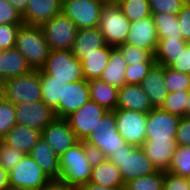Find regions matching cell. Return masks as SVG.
<instances>
[{
  "label": "cell",
  "instance_id": "obj_1",
  "mask_svg": "<svg viewBox=\"0 0 190 190\" xmlns=\"http://www.w3.org/2000/svg\"><path fill=\"white\" fill-rule=\"evenodd\" d=\"M95 154L84 141H78L59 156V179L77 190L89 182Z\"/></svg>",
  "mask_w": 190,
  "mask_h": 190
},
{
  "label": "cell",
  "instance_id": "obj_2",
  "mask_svg": "<svg viewBox=\"0 0 190 190\" xmlns=\"http://www.w3.org/2000/svg\"><path fill=\"white\" fill-rule=\"evenodd\" d=\"M15 48L32 70H41L51 51L41 27L24 23L18 29Z\"/></svg>",
  "mask_w": 190,
  "mask_h": 190
},
{
  "label": "cell",
  "instance_id": "obj_3",
  "mask_svg": "<svg viewBox=\"0 0 190 190\" xmlns=\"http://www.w3.org/2000/svg\"><path fill=\"white\" fill-rule=\"evenodd\" d=\"M98 158L107 159L111 154L120 150L127 143L116 129L115 113L108 111L84 141Z\"/></svg>",
  "mask_w": 190,
  "mask_h": 190
},
{
  "label": "cell",
  "instance_id": "obj_4",
  "mask_svg": "<svg viewBox=\"0 0 190 190\" xmlns=\"http://www.w3.org/2000/svg\"><path fill=\"white\" fill-rule=\"evenodd\" d=\"M107 159L119 168L124 184L158 171L142 147L131 144H126Z\"/></svg>",
  "mask_w": 190,
  "mask_h": 190
},
{
  "label": "cell",
  "instance_id": "obj_5",
  "mask_svg": "<svg viewBox=\"0 0 190 190\" xmlns=\"http://www.w3.org/2000/svg\"><path fill=\"white\" fill-rule=\"evenodd\" d=\"M0 95L14 105L41 100L40 70L4 80L0 84Z\"/></svg>",
  "mask_w": 190,
  "mask_h": 190
},
{
  "label": "cell",
  "instance_id": "obj_6",
  "mask_svg": "<svg viewBox=\"0 0 190 190\" xmlns=\"http://www.w3.org/2000/svg\"><path fill=\"white\" fill-rule=\"evenodd\" d=\"M53 79L65 80L73 83L85 80L81 61L70 50H52L44 67L40 70Z\"/></svg>",
  "mask_w": 190,
  "mask_h": 190
},
{
  "label": "cell",
  "instance_id": "obj_7",
  "mask_svg": "<svg viewBox=\"0 0 190 190\" xmlns=\"http://www.w3.org/2000/svg\"><path fill=\"white\" fill-rule=\"evenodd\" d=\"M131 22L124 16L118 4L104 5L99 20V29L107 45L117 47L125 44Z\"/></svg>",
  "mask_w": 190,
  "mask_h": 190
},
{
  "label": "cell",
  "instance_id": "obj_8",
  "mask_svg": "<svg viewBox=\"0 0 190 190\" xmlns=\"http://www.w3.org/2000/svg\"><path fill=\"white\" fill-rule=\"evenodd\" d=\"M41 29L50 50H70L76 39L77 26L63 13L43 23Z\"/></svg>",
  "mask_w": 190,
  "mask_h": 190
},
{
  "label": "cell",
  "instance_id": "obj_9",
  "mask_svg": "<svg viewBox=\"0 0 190 190\" xmlns=\"http://www.w3.org/2000/svg\"><path fill=\"white\" fill-rule=\"evenodd\" d=\"M113 112L119 135L127 144L141 147L146 141L147 114L128 109H116Z\"/></svg>",
  "mask_w": 190,
  "mask_h": 190
},
{
  "label": "cell",
  "instance_id": "obj_10",
  "mask_svg": "<svg viewBox=\"0 0 190 190\" xmlns=\"http://www.w3.org/2000/svg\"><path fill=\"white\" fill-rule=\"evenodd\" d=\"M103 7L97 0H62V13L78 30L98 27Z\"/></svg>",
  "mask_w": 190,
  "mask_h": 190
},
{
  "label": "cell",
  "instance_id": "obj_11",
  "mask_svg": "<svg viewBox=\"0 0 190 190\" xmlns=\"http://www.w3.org/2000/svg\"><path fill=\"white\" fill-rule=\"evenodd\" d=\"M49 180L50 178L29 154L9 171L10 186L15 188L38 190Z\"/></svg>",
  "mask_w": 190,
  "mask_h": 190
},
{
  "label": "cell",
  "instance_id": "obj_12",
  "mask_svg": "<svg viewBox=\"0 0 190 190\" xmlns=\"http://www.w3.org/2000/svg\"><path fill=\"white\" fill-rule=\"evenodd\" d=\"M107 112L108 111L98 103L89 100L65 119L68 121L70 128L74 131L77 139L85 141L92 133L93 129H95L98 121Z\"/></svg>",
  "mask_w": 190,
  "mask_h": 190
},
{
  "label": "cell",
  "instance_id": "obj_13",
  "mask_svg": "<svg viewBox=\"0 0 190 190\" xmlns=\"http://www.w3.org/2000/svg\"><path fill=\"white\" fill-rule=\"evenodd\" d=\"M16 124L42 130L55 118L54 110L42 100L36 102H23L14 105Z\"/></svg>",
  "mask_w": 190,
  "mask_h": 190
},
{
  "label": "cell",
  "instance_id": "obj_14",
  "mask_svg": "<svg viewBox=\"0 0 190 190\" xmlns=\"http://www.w3.org/2000/svg\"><path fill=\"white\" fill-rule=\"evenodd\" d=\"M41 136L58 156L79 141L65 118H55L42 130Z\"/></svg>",
  "mask_w": 190,
  "mask_h": 190
},
{
  "label": "cell",
  "instance_id": "obj_15",
  "mask_svg": "<svg viewBox=\"0 0 190 190\" xmlns=\"http://www.w3.org/2000/svg\"><path fill=\"white\" fill-rule=\"evenodd\" d=\"M180 118L160 108H153L147 113L146 138H175Z\"/></svg>",
  "mask_w": 190,
  "mask_h": 190
},
{
  "label": "cell",
  "instance_id": "obj_16",
  "mask_svg": "<svg viewBox=\"0 0 190 190\" xmlns=\"http://www.w3.org/2000/svg\"><path fill=\"white\" fill-rule=\"evenodd\" d=\"M90 100L87 80L68 83L64 87L63 101L54 110L56 118H66Z\"/></svg>",
  "mask_w": 190,
  "mask_h": 190
},
{
  "label": "cell",
  "instance_id": "obj_17",
  "mask_svg": "<svg viewBox=\"0 0 190 190\" xmlns=\"http://www.w3.org/2000/svg\"><path fill=\"white\" fill-rule=\"evenodd\" d=\"M158 42L156 26L152 15L137 22H131L126 44L155 53Z\"/></svg>",
  "mask_w": 190,
  "mask_h": 190
},
{
  "label": "cell",
  "instance_id": "obj_18",
  "mask_svg": "<svg viewBox=\"0 0 190 190\" xmlns=\"http://www.w3.org/2000/svg\"><path fill=\"white\" fill-rule=\"evenodd\" d=\"M141 147L156 169L165 172L171 164L172 156L177 148V143L175 138H146V141Z\"/></svg>",
  "mask_w": 190,
  "mask_h": 190
},
{
  "label": "cell",
  "instance_id": "obj_19",
  "mask_svg": "<svg viewBox=\"0 0 190 190\" xmlns=\"http://www.w3.org/2000/svg\"><path fill=\"white\" fill-rule=\"evenodd\" d=\"M60 13L62 0H29L22 20L27 25L41 26Z\"/></svg>",
  "mask_w": 190,
  "mask_h": 190
},
{
  "label": "cell",
  "instance_id": "obj_20",
  "mask_svg": "<svg viewBox=\"0 0 190 190\" xmlns=\"http://www.w3.org/2000/svg\"><path fill=\"white\" fill-rule=\"evenodd\" d=\"M164 72L165 67L155 63L140 83L153 108H160L168 94V90L165 87Z\"/></svg>",
  "mask_w": 190,
  "mask_h": 190
},
{
  "label": "cell",
  "instance_id": "obj_21",
  "mask_svg": "<svg viewBox=\"0 0 190 190\" xmlns=\"http://www.w3.org/2000/svg\"><path fill=\"white\" fill-rule=\"evenodd\" d=\"M116 109H128L147 114L153 109L149 97L140 85H124L118 91Z\"/></svg>",
  "mask_w": 190,
  "mask_h": 190
},
{
  "label": "cell",
  "instance_id": "obj_22",
  "mask_svg": "<svg viewBox=\"0 0 190 190\" xmlns=\"http://www.w3.org/2000/svg\"><path fill=\"white\" fill-rule=\"evenodd\" d=\"M29 155L50 179H59V156L53 151L42 136L33 146Z\"/></svg>",
  "mask_w": 190,
  "mask_h": 190
},
{
  "label": "cell",
  "instance_id": "obj_23",
  "mask_svg": "<svg viewBox=\"0 0 190 190\" xmlns=\"http://www.w3.org/2000/svg\"><path fill=\"white\" fill-rule=\"evenodd\" d=\"M40 138L41 131L16 124L1 140L17 151L29 154Z\"/></svg>",
  "mask_w": 190,
  "mask_h": 190
},
{
  "label": "cell",
  "instance_id": "obj_24",
  "mask_svg": "<svg viewBox=\"0 0 190 190\" xmlns=\"http://www.w3.org/2000/svg\"><path fill=\"white\" fill-rule=\"evenodd\" d=\"M89 182L106 187H125L119 168L108 159L96 157Z\"/></svg>",
  "mask_w": 190,
  "mask_h": 190
},
{
  "label": "cell",
  "instance_id": "obj_25",
  "mask_svg": "<svg viewBox=\"0 0 190 190\" xmlns=\"http://www.w3.org/2000/svg\"><path fill=\"white\" fill-rule=\"evenodd\" d=\"M26 58L14 47L0 54V84L9 78L22 76L31 71Z\"/></svg>",
  "mask_w": 190,
  "mask_h": 190
},
{
  "label": "cell",
  "instance_id": "obj_26",
  "mask_svg": "<svg viewBox=\"0 0 190 190\" xmlns=\"http://www.w3.org/2000/svg\"><path fill=\"white\" fill-rule=\"evenodd\" d=\"M106 45L104 36L100 32L99 27H92L78 30L70 51L79 59L83 54L97 52L98 49Z\"/></svg>",
  "mask_w": 190,
  "mask_h": 190
},
{
  "label": "cell",
  "instance_id": "obj_27",
  "mask_svg": "<svg viewBox=\"0 0 190 190\" xmlns=\"http://www.w3.org/2000/svg\"><path fill=\"white\" fill-rule=\"evenodd\" d=\"M113 46L106 45L91 54H83L79 60L82 63L85 80L99 79L108 65Z\"/></svg>",
  "mask_w": 190,
  "mask_h": 190
},
{
  "label": "cell",
  "instance_id": "obj_28",
  "mask_svg": "<svg viewBox=\"0 0 190 190\" xmlns=\"http://www.w3.org/2000/svg\"><path fill=\"white\" fill-rule=\"evenodd\" d=\"M89 96L107 111H114L118 103L119 89L102 81L101 79L88 80Z\"/></svg>",
  "mask_w": 190,
  "mask_h": 190
},
{
  "label": "cell",
  "instance_id": "obj_29",
  "mask_svg": "<svg viewBox=\"0 0 190 190\" xmlns=\"http://www.w3.org/2000/svg\"><path fill=\"white\" fill-rule=\"evenodd\" d=\"M188 43L183 38L159 39L154 53L155 62L163 67H170Z\"/></svg>",
  "mask_w": 190,
  "mask_h": 190
},
{
  "label": "cell",
  "instance_id": "obj_30",
  "mask_svg": "<svg viewBox=\"0 0 190 190\" xmlns=\"http://www.w3.org/2000/svg\"><path fill=\"white\" fill-rule=\"evenodd\" d=\"M126 67L127 62L124 58V55L117 47H114L111 50L108 65L99 79L110 84L111 86L120 89L126 85Z\"/></svg>",
  "mask_w": 190,
  "mask_h": 190
},
{
  "label": "cell",
  "instance_id": "obj_31",
  "mask_svg": "<svg viewBox=\"0 0 190 190\" xmlns=\"http://www.w3.org/2000/svg\"><path fill=\"white\" fill-rule=\"evenodd\" d=\"M41 100L53 110L63 101L64 87L68 84L65 80L53 79V76L45 75L40 71Z\"/></svg>",
  "mask_w": 190,
  "mask_h": 190
},
{
  "label": "cell",
  "instance_id": "obj_32",
  "mask_svg": "<svg viewBox=\"0 0 190 190\" xmlns=\"http://www.w3.org/2000/svg\"><path fill=\"white\" fill-rule=\"evenodd\" d=\"M156 32L159 39L166 38H182L180 31L181 26L178 23L177 15L169 13H154L152 14Z\"/></svg>",
  "mask_w": 190,
  "mask_h": 190
},
{
  "label": "cell",
  "instance_id": "obj_33",
  "mask_svg": "<svg viewBox=\"0 0 190 190\" xmlns=\"http://www.w3.org/2000/svg\"><path fill=\"white\" fill-rule=\"evenodd\" d=\"M118 5L130 22H137L152 15L149 0H122Z\"/></svg>",
  "mask_w": 190,
  "mask_h": 190
},
{
  "label": "cell",
  "instance_id": "obj_34",
  "mask_svg": "<svg viewBox=\"0 0 190 190\" xmlns=\"http://www.w3.org/2000/svg\"><path fill=\"white\" fill-rule=\"evenodd\" d=\"M167 172L184 178L190 176V145H177Z\"/></svg>",
  "mask_w": 190,
  "mask_h": 190
},
{
  "label": "cell",
  "instance_id": "obj_35",
  "mask_svg": "<svg viewBox=\"0 0 190 190\" xmlns=\"http://www.w3.org/2000/svg\"><path fill=\"white\" fill-rule=\"evenodd\" d=\"M164 171L133 179L125 184L124 190H163Z\"/></svg>",
  "mask_w": 190,
  "mask_h": 190
},
{
  "label": "cell",
  "instance_id": "obj_36",
  "mask_svg": "<svg viewBox=\"0 0 190 190\" xmlns=\"http://www.w3.org/2000/svg\"><path fill=\"white\" fill-rule=\"evenodd\" d=\"M188 96L189 91H177L174 93H168L160 109L171 114L184 117L186 116V101Z\"/></svg>",
  "mask_w": 190,
  "mask_h": 190
},
{
  "label": "cell",
  "instance_id": "obj_37",
  "mask_svg": "<svg viewBox=\"0 0 190 190\" xmlns=\"http://www.w3.org/2000/svg\"><path fill=\"white\" fill-rule=\"evenodd\" d=\"M165 87L168 93L177 91H189L190 89V75L180 73L170 67H165L164 72Z\"/></svg>",
  "mask_w": 190,
  "mask_h": 190
},
{
  "label": "cell",
  "instance_id": "obj_38",
  "mask_svg": "<svg viewBox=\"0 0 190 190\" xmlns=\"http://www.w3.org/2000/svg\"><path fill=\"white\" fill-rule=\"evenodd\" d=\"M117 48L124 55L127 65L142 64L143 62H155L154 55L150 51L129 44L118 45Z\"/></svg>",
  "mask_w": 190,
  "mask_h": 190
},
{
  "label": "cell",
  "instance_id": "obj_39",
  "mask_svg": "<svg viewBox=\"0 0 190 190\" xmlns=\"http://www.w3.org/2000/svg\"><path fill=\"white\" fill-rule=\"evenodd\" d=\"M16 125L14 104L0 95V140Z\"/></svg>",
  "mask_w": 190,
  "mask_h": 190
},
{
  "label": "cell",
  "instance_id": "obj_40",
  "mask_svg": "<svg viewBox=\"0 0 190 190\" xmlns=\"http://www.w3.org/2000/svg\"><path fill=\"white\" fill-rule=\"evenodd\" d=\"M25 155L0 140V165L6 171L9 172L14 169Z\"/></svg>",
  "mask_w": 190,
  "mask_h": 190
},
{
  "label": "cell",
  "instance_id": "obj_41",
  "mask_svg": "<svg viewBox=\"0 0 190 190\" xmlns=\"http://www.w3.org/2000/svg\"><path fill=\"white\" fill-rule=\"evenodd\" d=\"M156 62H143L142 64L127 65L125 78L127 85H140L149 70Z\"/></svg>",
  "mask_w": 190,
  "mask_h": 190
},
{
  "label": "cell",
  "instance_id": "obj_42",
  "mask_svg": "<svg viewBox=\"0 0 190 190\" xmlns=\"http://www.w3.org/2000/svg\"><path fill=\"white\" fill-rule=\"evenodd\" d=\"M151 13L177 15L184 6L183 0H149Z\"/></svg>",
  "mask_w": 190,
  "mask_h": 190
},
{
  "label": "cell",
  "instance_id": "obj_43",
  "mask_svg": "<svg viewBox=\"0 0 190 190\" xmlns=\"http://www.w3.org/2000/svg\"><path fill=\"white\" fill-rule=\"evenodd\" d=\"M22 24L0 25V50H8L16 46L18 29Z\"/></svg>",
  "mask_w": 190,
  "mask_h": 190
},
{
  "label": "cell",
  "instance_id": "obj_44",
  "mask_svg": "<svg viewBox=\"0 0 190 190\" xmlns=\"http://www.w3.org/2000/svg\"><path fill=\"white\" fill-rule=\"evenodd\" d=\"M4 24H23V20L7 0H0V25Z\"/></svg>",
  "mask_w": 190,
  "mask_h": 190
},
{
  "label": "cell",
  "instance_id": "obj_45",
  "mask_svg": "<svg viewBox=\"0 0 190 190\" xmlns=\"http://www.w3.org/2000/svg\"><path fill=\"white\" fill-rule=\"evenodd\" d=\"M163 190H189L186 178L164 172Z\"/></svg>",
  "mask_w": 190,
  "mask_h": 190
},
{
  "label": "cell",
  "instance_id": "obj_46",
  "mask_svg": "<svg viewBox=\"0 0 190 190\" xmlns=\"http://www.w3.org/2000/svg\"><path fill=\"white\" fill-rule=\"evenodd\" d=\"M175 140L179 146L190 145V117L180 118Z\"/></svg>",
  "mask_w": 190,
  "mask_h": 190
},
{
  "label": "cell",
  "instance_id": "obj_47",
  "mask_svg": "<svg viewBox=\"0 0 190 190\" xmlns=\"http://www.w3.org/2000/svg\"><path fill=\"white\" fill-rule=\"evenodd\" d=\"M178 23L181 26L182 38L190 43V6L184 5L177 14Z\"/></svg>",
  "mask_w": 190,
  "mask_h": 190
},
{
  "label": "cell",
  "instance_id": "obj_48",
  "mask_svg": "<svg viewBox=\"0 0 190 190\" xmlns=\"http://www.w3.org/2000/svg\"><path fill=\"white\" fill-rule=\"evenodd\" d=\"M175 71L190 75V43L187 44L183 52L178 56L177 61L170 66Z\"/></svg>",
  "mask_w": 190,
  "mask_h": 190
},
{
  "label": "cell",
  "instance_id": "obj_49",
  "mask_svg": "<svg viewBox=\"0 0 190 190\" xmlns=\"http://www.w3.org/2000/svg\"><path fill=\"white\" fill-rule=\"evenodd\" d=\"M38 190H75L69 187L66 183L62 182L60 179H50L46 184H44Z\"/></svg>",
  "mask_w": 190,
  "mask_h": 190
},
{
  "label": "cell",
  "instance_id": "obj_50",
  "mask_svg": "<svg viewBox=\"0 0 190 190\" xmlns=\"http://www.w3.org/2000/svg\"><path fill=\"white\" fill-rule=\"evenodd\" d=\"M125 187H106L92 182L80 186L77 190H124Z\"/></svg>",
  "mask_w": 190,
  "mask_h": 190
},
{
  "label": "cell",
  "instance_id": "obj_51",
  "mask_svg": "<svg viewBox=\"0 0 190 190\" xmlns=\"http://www.w3.org/2000/svg\"><path fill=\"white\" fill-rule=\"evenodd\" d=\"M15 10L22 16L26 12L29 0H7Z\"/></svg>",
  "mask_w": 190,
  "mask_h": 190
},
{
  "label": "cell",
  "instance_id": "obj_52",
  "mask_svg": "<svg viewBox=\"0 0 190 190\" xmlns=\"http://www.w3.org/2000/svg\"><path fill=\"white\" fill-rule=\"evenodd\" d=\"M9 186V172L0 165V190H6Z\"/></svg>",
  "mask_w": 190,
  "mask_h": 190
},
{
  "label": "cell",
  "instance_id": "obj_53",
  "mask_svg": "<svg viewBox=\"0 0 190 190\" xmlns=\"http://www.w3.org/2000/svg\"><path fill=\"white\" fill-rule=\"evenodd\" d=\"M186 116L190 117V89H189V96L186 101Z\"/></svg>",
  "mask_w": 190,
  "mask_h": 190
},
{
  "label": "cell",
  "instance_id": "obj_54",
  "mask_svg": "<svg viewBox=\"0 0 190 190\" xmlns=\"http://www.w3.org/2000/svg\"><path fill=\"white\" fill-rule=\"evenodd\" d=\"M97 1L101 2L104 5L114 4V0H97Z\"/></svg>",
  "mask_w": 190,
  "mask_h": 190
},
{
  "label": "cell",
  "instance_id": "obj_55",
  "mask_svg": "<svg viewBox=\"0 0 190 190\" xmlns=\"http://www.w3.org/2000/svg\"><path fill=\"white\" fill-rule=\"evenodd\" d=\"M6 190H27V189H23V188H15V187H11V186H9Z\"/></svg>",
  "mask_w": 190,
  "mask_h": 190
},
{
  "label": "cell",
  "instance_id": "obj_56",
  "mask_svg": "<svg viewBox=\"0 0 190 190\" xmlns=\"http://www.w3.org/2000/svg\"><path fill=\"white\" fill-rule=\"evenodd\" d=\"M183 2H184V5L190 6V0H183Z\"/></svg>",
  "mask_w": 190,
  "mask_h": 190
},
{
  "label": "cell",
  "instance_id": "obj_57",
  "mask_svg": "<svg viewBox=\"0 0 190 190\" xmlns=\"http://www.w3.org/2000/svg\"><path fill=\"white\" fill-rule=\"evenodd\" d=\"M187 180V183H188V187H189V190H190V176L186 178Z\"/></svg>",
  "mask_w": 190,
  "mask_h": 190
},
{
  "label": "cell",
  "instance_id": "obj_58",
  "mask_svg": "<svg viewBox=\"0 0 190 190\" xmlns=\"http://www.w3.org/2000/svg\"><path fill=\"white\" fill-rule=\"evenodd\" d=\"M122 0H114V4H118L119 2H121Z\"/></svg>",
  "mask_w": 190,
  "mask_h": 190
}]
</instances>
